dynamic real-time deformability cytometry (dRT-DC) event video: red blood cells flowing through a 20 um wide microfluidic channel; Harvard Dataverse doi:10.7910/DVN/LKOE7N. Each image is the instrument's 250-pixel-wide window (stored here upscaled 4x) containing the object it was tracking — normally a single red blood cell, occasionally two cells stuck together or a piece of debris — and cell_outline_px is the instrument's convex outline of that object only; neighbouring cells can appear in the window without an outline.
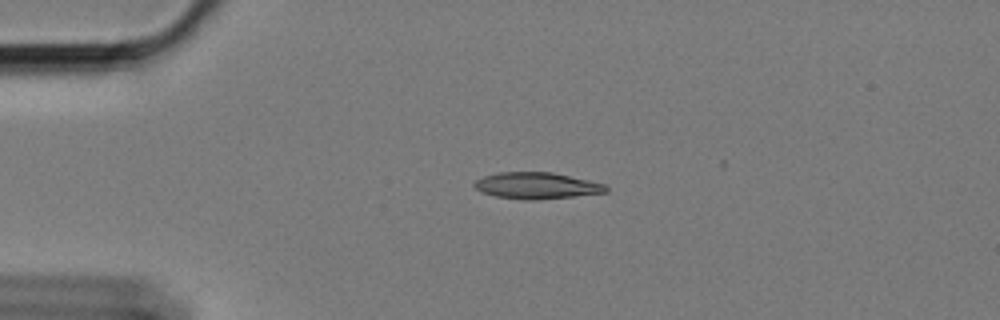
{"species": "Egyptian fruit bat (a non-hibernating species)", "species_latin": "Rousettus aegyptiacus", "temperature_condition": "cold", "stored_images_in_passage": 9, "camera_frame_rate_fps": 3000, "um_per_image_px": 0.085, "animal": {"sex": "female"}, "frame": {"image": 1, "passage_image": 1, "time_ms": 0.0, "image_size_px": [1000, 320], "cell_outline_px": [[608, 192], [536, 200], [524, 200], [496, 196], [480, 192], [472, 184], [476, 180], [484, 176], [500, 172], [552, 172], [588, 180], [604, 184], [608, 188]], "centroid_in_image_um": [45.59, 15.78], "position_along_channel_um": 39.4, "area_um2": 20.17}}
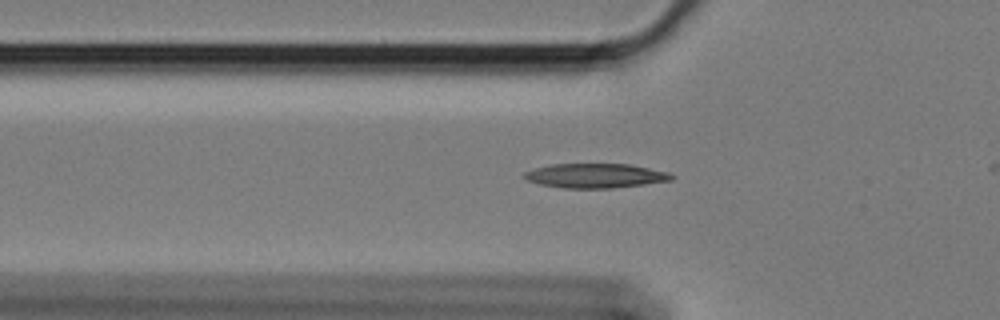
{"frame": {"image": 2, "passage_image": 7, "time_ms": 2.0, "image_size_px": [1000, 320], "cell_outline_px": [[676, 176], [672, 180], [644, 184], [612, 188], [560, 188], [540, 184], [528, 180], [524, 176], [524, 172], [536, 168], [552, 164], [628, 164], [668, 172]], "centroid_in_image_um": [50.62, 14.94], "position_along_channel_um": 75.2, "area_um2": 20.81}}